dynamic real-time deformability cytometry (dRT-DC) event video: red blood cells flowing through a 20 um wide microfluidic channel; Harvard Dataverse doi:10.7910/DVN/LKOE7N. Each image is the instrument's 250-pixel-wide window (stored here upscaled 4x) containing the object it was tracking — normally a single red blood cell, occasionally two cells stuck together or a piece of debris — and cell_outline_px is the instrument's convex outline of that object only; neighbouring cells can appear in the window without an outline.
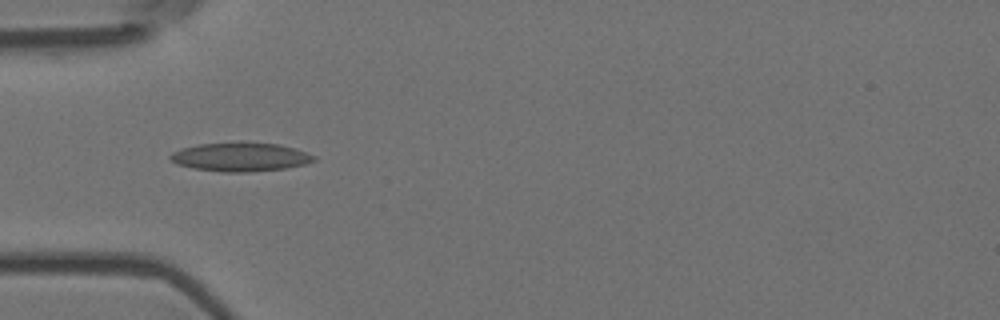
{"species": "Egyptian fruit bat (a non-hibernating species)", "species_latin": "Rousettus aegyptiacus", "temperature_condition": "room temperature", "stored_images_in_passage": 12, "camera_frame_rate_fps": 3000, "um_per_image_px": 0.085, "animal": {"sex": "female"}, "frame": {"image": 1, "passage_image": 6, "time_ms": 1.667, "image_size_px": [1000, 320], "cell_outline_px": [[316, 160], [304, 164], [284, 168], [248, 172], [224, 172], [192, 168], [176, 164], [168, 156], [172, 152], [180, 148], [200, 144], [280, 144], [316, 156]], "centroid_in_image_um": [20.39, 13.37], "position_along_channel_um": 64.6, "area_um2": 23.35}}
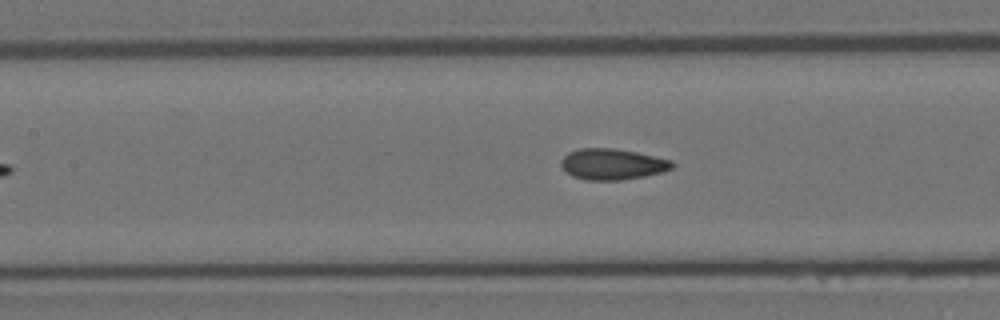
{"frame": {"image": 2, "passage_image": 10, "time_ms": 3.0, "image_size_px": [1000, 320], "cell_outline_px": [[676, 164], [672, 168], [664, 172], [644, 176], [620, 180], [584, 180], [572, 176], [564, 172], [560, 164], [560, 160], [568, 152], [580, 148], [612, 148], [636, 152], [672, 160]], "centroid_in_image_um": [52.03, 13.96], "position_along_channel_um": 155.4, "area_um2": 20.29}}